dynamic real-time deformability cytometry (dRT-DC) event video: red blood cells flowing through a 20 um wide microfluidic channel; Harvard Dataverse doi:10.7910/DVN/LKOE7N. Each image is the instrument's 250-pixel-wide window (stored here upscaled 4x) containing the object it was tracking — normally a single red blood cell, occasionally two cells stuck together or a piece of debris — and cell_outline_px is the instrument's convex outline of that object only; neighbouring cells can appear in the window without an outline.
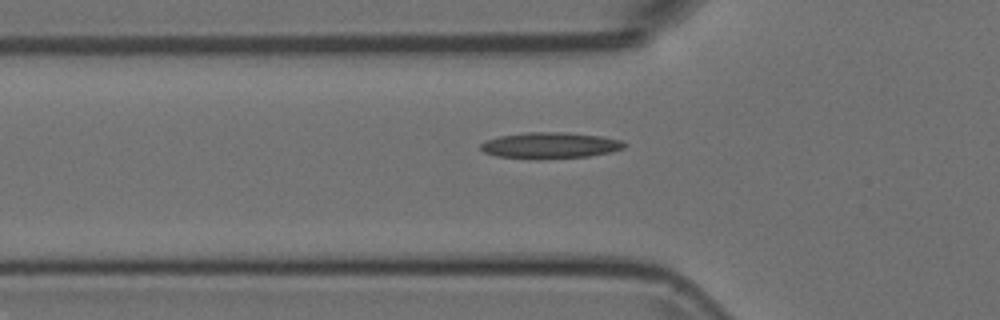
{"species": "Egyptian fruit bat (a non-hibernating species)", "species_latin": "Rousettus aegyptiacus", "temperature_condition": "room temperature", "stored_images_in_passage": 37, "camera_frame_rate_fps": 3000, "um_per_image_px": 0.085, "animal": {"sex": "female"}, "frame": {"image": 1, "passage_image": 8, "time_ms": 2.333, "image_size_px": [1000, 320], "cell_outline_px": [[628, 144], [624, 148], [612, 152], [588, 156], [536, 160], [496, 156], [484, 152], [480, 148], [480, 144], [484, 140], [500, 136], [524, 132], [564, 132], [600, 136], [620, 140]], "centroid_in_image_um": [46.73, 12.37], "position_along_channel_um": 79.1, "area_um2": 22.2}}
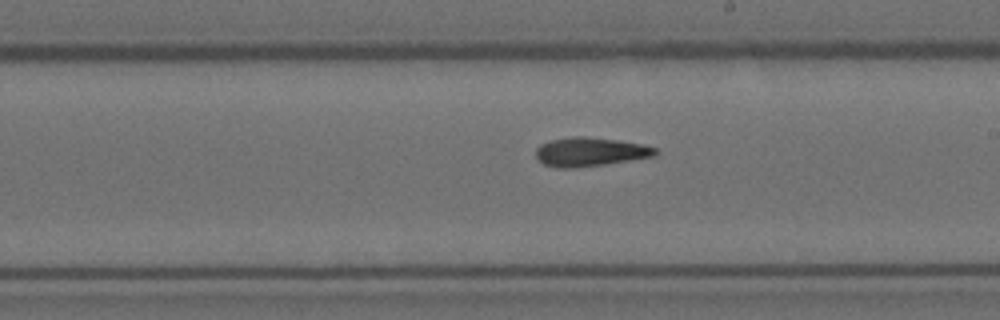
{"frame": {"image": 2, "passage_image": 20, "time_ms": 6.333, "image_size_px": [1000, 320], "cell_outline_px": [[660, 152], [656, 156], [604, 164], [572, 168], [560, 168], [544, 164], [536, 156], [536, 148], [540, 144], [552, 140], [572, 136], [584, 136], [616, 140], [644, 144], [656, 148]], "centroid_in_image_um": [50.19, 12.9], "position_along_channel_um": 238.8, "area_um2": 20.06}}
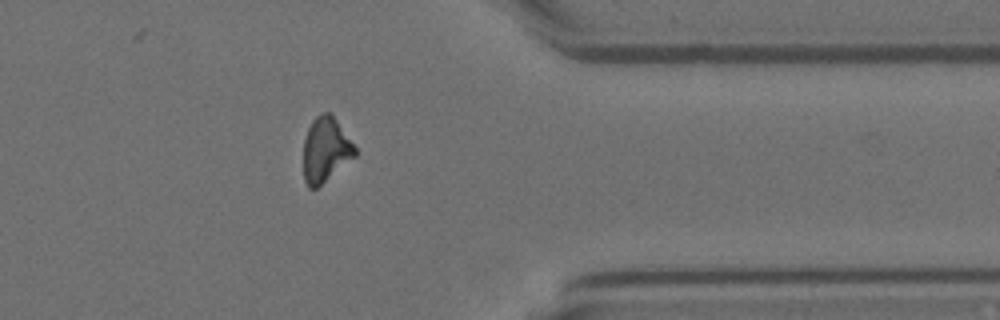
{"frame": {"image": 3, "passage_image": 32, "time_ms": 10.333, "image_size_px": [1000, 320], "cell_outline_px": [[356, 156], [316, 188], [308, 188], [304, 180], [304, 140], [308, 128], [312, 120], [320, 112], [332, 112], [356, 148]], "centroid_in_image_um": [27.67, 12.69], "position_along_channel_um": 383.7, "area_um2": 19.48}}